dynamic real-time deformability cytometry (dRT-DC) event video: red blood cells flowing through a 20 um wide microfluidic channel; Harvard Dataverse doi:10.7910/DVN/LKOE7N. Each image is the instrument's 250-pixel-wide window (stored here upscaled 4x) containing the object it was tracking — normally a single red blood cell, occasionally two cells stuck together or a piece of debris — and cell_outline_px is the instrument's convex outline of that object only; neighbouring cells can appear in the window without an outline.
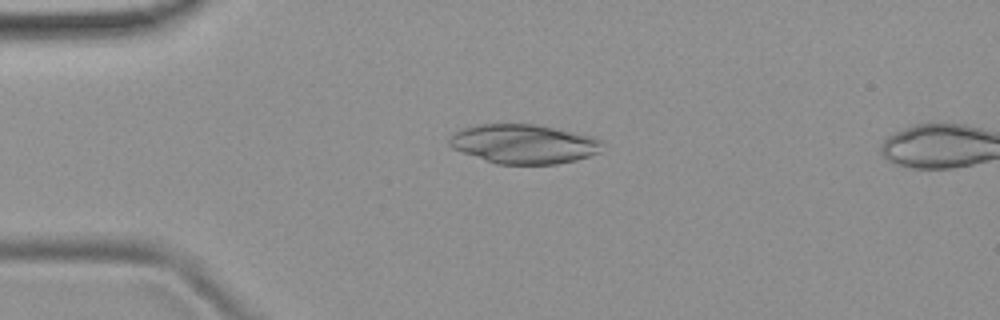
{"species": "common noctule bat (a hibernating species)", "species_latin": "Nyctalus noctula", "temperature_condition": "room temperature", "stored_images_in_passage": 53, "camera_frame_rate_fps": 3000, "um_per_image_px": 0.085, "animal": {"sex": "female", "body_mass_g": 19.9}, "frame": {"image": 1, "passage_image": 12, "time_ms": 3.667, "image_size_px": [1000, 320], "cell_outline_px": [[600, 152], [576, 160], [556, 164], [496, 164], [452, 148], [448, 144], [448, 140], [460, 128], [480, 124], [536, 124], [592, 136], [600, 140]], "centroid_in_image_um": [44.49, 12.23], "position_along_channel_um": 40.5, "area_um2": 34.8}}
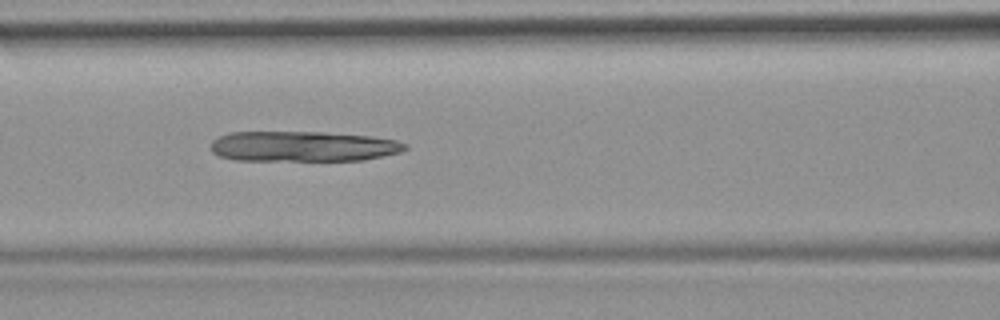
{"frame": {"image": 2, "passage_image": 22, "time_ms": 7.0, "image_size_px": [1000, 320], "cell_outline_px": [[408, 148], [400, 152], [364, 160], [236, 160], [220, 156], [212, 152], [212, 140], [220, 136], [232, 132], [324, 132], [372, 136], [396, 140], [408, 144]], "centroid_in_image_um": [25.79, 12.44], "position_along_channel_um": 140.8, "area_um2": 34.33}}
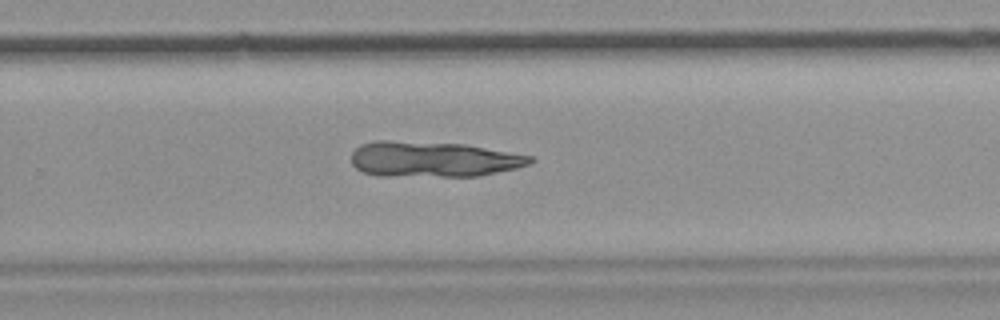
{"frame": {"image": 3, "passage_image": 34, "time_ms": 11.0, "image_size_px": [1000, 320], "cell_outline_px": [[532, 160], [528, 164], [516, 168], [476, 176], [376, 176], [364, 172], [356, 168], [352, 164], [352, 152], [360, 144], [376, 140], [388, 140], [464, 144], [532, 156]], "centroid_in_image_um": [36.75, 13.53], "position_along_channel_um": 293.0, "area_um2": 36.88}}